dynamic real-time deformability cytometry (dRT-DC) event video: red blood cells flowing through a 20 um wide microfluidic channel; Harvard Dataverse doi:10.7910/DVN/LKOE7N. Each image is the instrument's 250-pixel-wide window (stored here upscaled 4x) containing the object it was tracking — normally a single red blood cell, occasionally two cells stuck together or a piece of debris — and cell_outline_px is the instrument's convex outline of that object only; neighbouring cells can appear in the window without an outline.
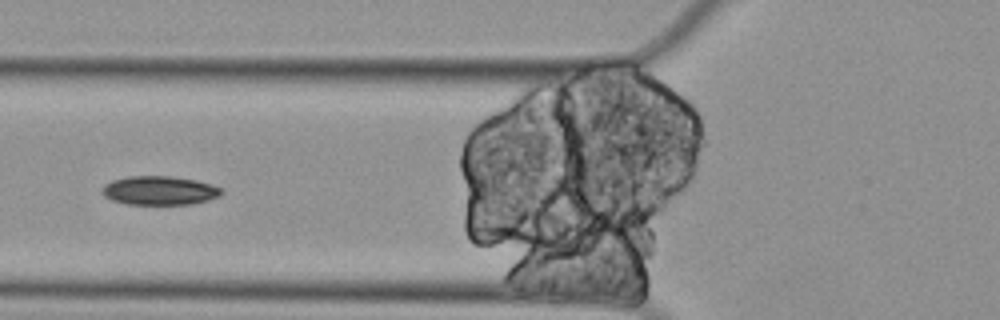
{"species": "Egyptian fruit bat (a non-hibernating species)", "species_latin": "Rousettus aegyptiacus", "temperature_condition": "cold", "stored_images_in_passage": 5, "segment_of_instrument_passage": [2, 2], "camera_frame_rate_fps": 3000, "um_per_image_px": 0.085, "animal": {"sex": "female"}, "frame": {"image": 1, "passage_image": 5, "time_ms": 1.333, "image_size_px": [1000, 320], "cell_outline_px": [[224, 192], [220, 196], [208, 200], [192, 204], [128, 204], [112, 200], [104, 196], [100, 192], [104, 184], [112, 180], [128, 176], [168, 176], [196, 180], [212, 184], [220, 188]], "centroid_in_image_um": [13.55, 16.19], "position_along_channel_um": 112.3, "area_um2": 20.17}}